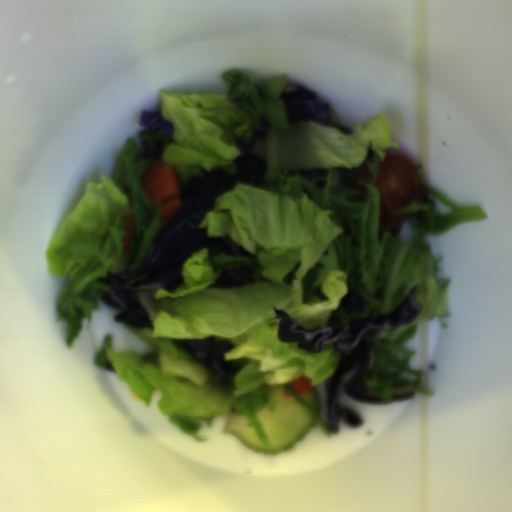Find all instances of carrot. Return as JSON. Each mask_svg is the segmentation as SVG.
<instances>
[{
	"instance_id": "carrot-1",
	"label": "carrot",
	"mask_w": 512,
	"mask_h": 512,
	"mask_svg": "<svg viewBox=\"0 0 512 512\" xmlns=\"http://www.w3.org/2000/svg\"><path fill=\"white\" fill-rule=\"evenodd\" d=\"M140 181L151 205L160 202L159 221L169 224L184 204L177 171L159 157L142 171Z\"/></svg>"
},
{
	"instance_id": "carrot-2",
	"label": "carrot",
	"mask_w": 512,
	"mask_h": 512,
	"mask_svg": "<svg viewBox=\"0 0 512 512\" xmlns=\"http://www.w3.org/2000/svg\"><path fill=\"white\" fill-rule=\"evenodd\" d=\"M288 383L291 389L294 391V393L298 395H301L310 390L314 391V385L312 384L311 379L308 378L306 375H302Z\"/></svg>"
}]
</instances>
